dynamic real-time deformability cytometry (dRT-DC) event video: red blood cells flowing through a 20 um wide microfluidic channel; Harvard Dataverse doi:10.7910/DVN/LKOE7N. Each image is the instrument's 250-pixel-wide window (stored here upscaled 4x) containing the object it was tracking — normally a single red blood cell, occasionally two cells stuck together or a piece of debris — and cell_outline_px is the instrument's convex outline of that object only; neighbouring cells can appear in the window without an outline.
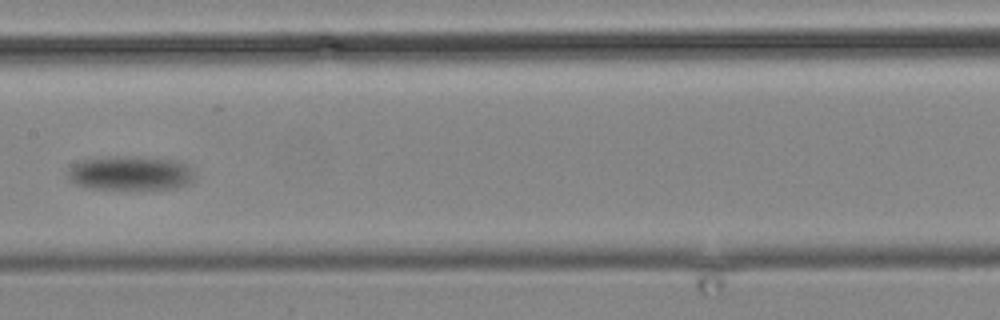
{"species": "common noctule bat (a hibernating species)", "species_latin": "Nyctalus noctula", "temperature_condition": "cold", "stored_images_in_passage": 8, "camera_frame_rate_fps": 3000, "um_per_image_px": 0.085, "animal": {"sex": "male", "body_mass_g": 19.2, "forearm_length_mm": 51.8}, "frame": {"image": 1, "passage_image": 7, "time_ms": 7.0, "image_size_px": [1000, 320], "cell_outline_px": [[192, 180], [188, 184], [176, 188], [88, 188], [76, 184], [68, 180], [68, 168], [72, 164], [80, 160], [112, 156], [136, 156], [180, 160], [188, 164], [192, 168]], "centroid_in_image_um": [11.07, 14.69], "position_along_channel_um": 196.3, "area_um2": 25.43}}